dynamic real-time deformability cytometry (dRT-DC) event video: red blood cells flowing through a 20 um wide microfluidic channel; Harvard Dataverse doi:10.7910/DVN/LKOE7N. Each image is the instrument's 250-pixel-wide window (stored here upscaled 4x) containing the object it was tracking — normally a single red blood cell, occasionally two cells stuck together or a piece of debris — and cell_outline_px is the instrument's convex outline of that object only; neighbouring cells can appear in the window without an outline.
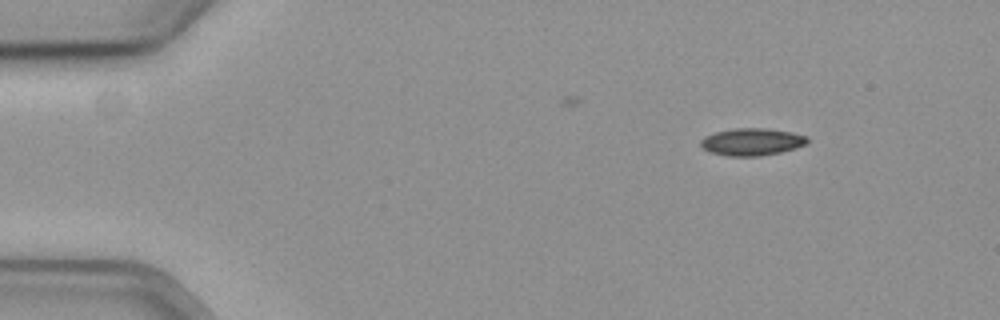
{"species": "common noctule bat (a hibernating species)", "species_latin": "Nyctalus noctula", "temperature_condition": "cold", "stored_images_in_passage": 51, "camera_frame_rate_fps": 3000, "um_per_image_px": 0.085, "animal": {"sex": "female", "body_mass_g": 19.3, "forearm_length_mm": 54.1}, "frame": {"image": 1, "passage_image": 1, "time_ms": 0.0, "image_size_px": [1000, 320], "cell_outline_px": [[808, 140], [804, 144], [796, 148], [780, 152], [756, 156], [728, 156], [708, 152], [700, 144], [700, 140], [704, 136], [716, 132], [736, 128], [764, 128], [792, 132], [808, 136]], "centroid_in_image_um": [63.89, 12.05], "position_along_channel_um": 21.1, "area_um2": 16.88}}
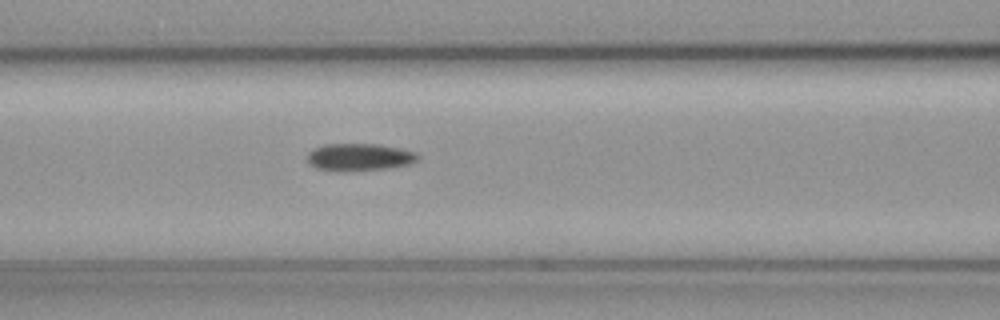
{"frame": {"image": 2, "passage_image": 18, "time_ms": 5.667, "image_size_px": [1000, 320], "cell_outline_px": [[420, 156], [416, 160], [408, 164], [384, 168], [316, 168], [308, 160], [308, 152], [312, 148], [324, 144], [380, 144], [400, 148], [416, 152]], "centroid_in_image_um": [30.58, 13.28], "position_along_channel_um": 136.0, "area_um2": 16.59}}
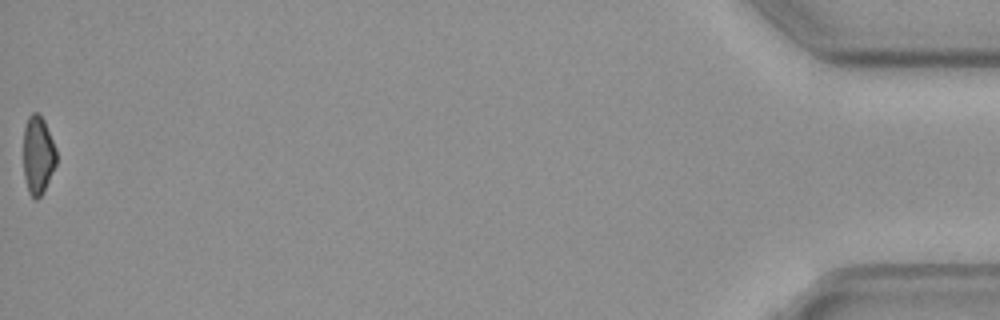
{"frame": {"image": 3, "passage_image": 51, "time_ms": 16.667, "image_size_px": [1000, 320], "cell_outline_px": [[56, 164], [40, 196], [36, 200], [28, 192], [24, 176], [24, 128], [28, 116], [32, 112], [36, 112], [44, 120], [56, 148]], "centroid_in_image_um": [3.22, 13.15], "position_along_channel_um": 432.0, "area_um2": 14.8}, "authors_computed_cell_mechanics": {"area_um2": 16.8776, "velocity_mm_per_s": 3.6405, "shape_relaxation_time_tau1_ms": 8.4364, "shape_relaxation_time_tau2_ms": null, "deformation_change_tau1": 0.1829, "deformation_change_tau2": null}}